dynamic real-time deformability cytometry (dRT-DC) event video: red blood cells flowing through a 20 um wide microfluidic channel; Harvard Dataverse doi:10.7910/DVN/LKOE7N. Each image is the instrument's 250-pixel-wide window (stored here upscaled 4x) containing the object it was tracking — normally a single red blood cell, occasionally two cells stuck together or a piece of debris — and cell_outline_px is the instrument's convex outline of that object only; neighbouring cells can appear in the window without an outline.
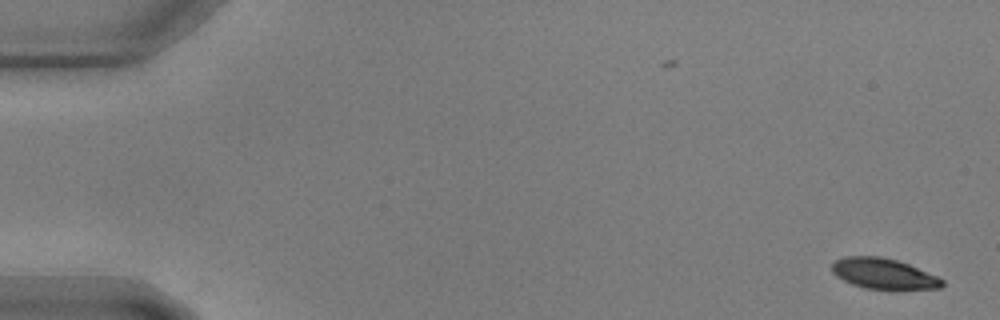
{"species": "common noctule bat (a hibernating species)", "species_latin": "Nyctalus noctula", "temperature_condition": "warm", "stored_images_in_passage": 18, "camera_frame_rate_fps": 3000, "um_per_image_px": 0.085, "animal": {"sex": "male", "body_mass_g": 17.9, "forearm_length_mm": 54.2}, "frame": {"image": 1, "passage_image": 1, "time_ms": 0.0, "image_size_px": [1000, 320], "cell_outline_px": [[944, 284], [940, 288], [888, 292], [864, 288], [852, 284], [836, 276], [832, 272], [832, 264], [836, 260], [844, 256], [880, 256], [896, 260], [908, 264], [936, 276], [944, 280]], "centroid_in_image_um": [75.12, 23.31], "position_along_channel_um": 9.9, "area_um2": 20.29}}
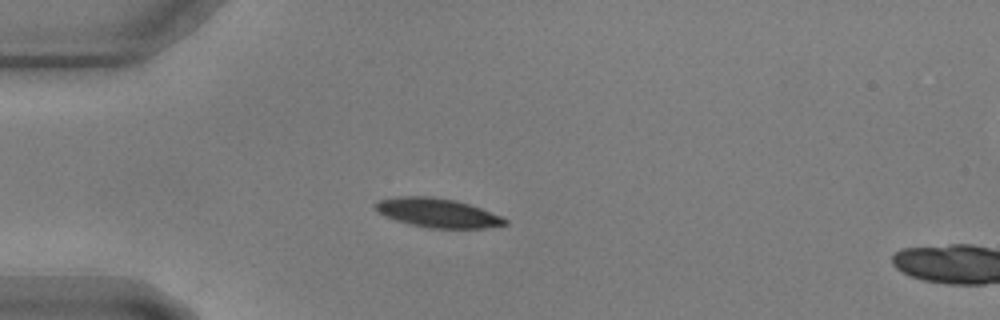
{"frame": {"image": 2, "passage_image": 15, "time_ms": 4.667, "image_size_px": [1000, 320], "cell_outline_px": [[508, 224], [484, 228], [428, 228], [408, 224], [384, 216], [376, 212], [372, 204], [380, 200], [396, 196], [432, 196], [456, 200], [480, 208], [500, 216], [508, 220]], "centroid_in_image_um": [37.13, 18.09], "position_along_channel_um": 47.9, "area_um2": 22.14}}